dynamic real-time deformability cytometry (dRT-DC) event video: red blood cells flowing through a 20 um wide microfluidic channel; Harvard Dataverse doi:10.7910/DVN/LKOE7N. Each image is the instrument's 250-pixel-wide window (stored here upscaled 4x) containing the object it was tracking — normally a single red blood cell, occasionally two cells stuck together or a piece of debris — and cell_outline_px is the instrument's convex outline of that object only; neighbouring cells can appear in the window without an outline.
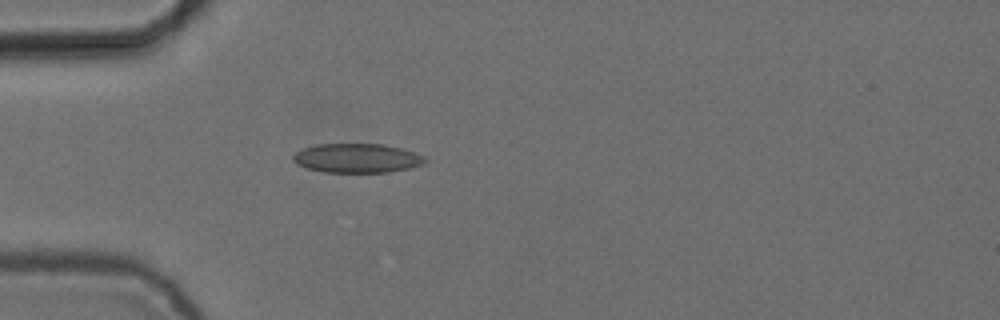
{"species": "common noctule bat (a hibernating species)", "species_latin": "Nyctalus noctula", "temperature_condition": "cold", "stored_images_in_passage": 1, "camera_frame_rate_fps": 3000, "um_per_image_px": 0.085, "animal": {"sex": "female", "body_mass_g": 24.6, "forearm_length_mm": 56.2}, "frame": {"image": 1, "passage_image": 1, "time_ms": 0.0, "image_size_px": [1000, 320], "cell_outline_px": [[428, 160], [424, 164], [408, 168], [388, 172], [324, 172], [308, 168], [296, 164], [292, 160], [292, 156], [296, 152], [304, 148], [316, 144], [384, 144], [400, 148], [424, 156]], "centroid_in_image_um": [30.33, 13.44], "position_along_channel_um": 54.7, "area_um2": 22.37}}